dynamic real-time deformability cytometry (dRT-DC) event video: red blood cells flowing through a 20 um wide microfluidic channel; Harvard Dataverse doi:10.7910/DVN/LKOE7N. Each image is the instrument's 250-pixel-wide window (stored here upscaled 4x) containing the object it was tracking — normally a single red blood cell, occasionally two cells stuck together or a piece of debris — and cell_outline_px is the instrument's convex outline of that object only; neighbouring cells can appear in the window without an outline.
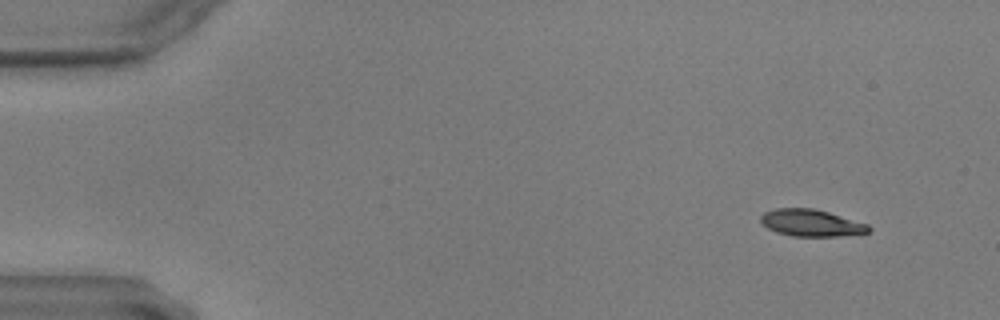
{"species": "common noctule bat (a hibernating species)", "species_latin": "Nyctalus noctula", "temperature_condition": "warm", "stored_images_in_passage": 58, "camera_frame_rate_fps": 3000, "um_per_image_px": 0.085, "animal": {"sex": "male", "body_mass_g": 17.9, "forearm_length_mm": 54.2}, "frame": {"image": 1, "passage_image": 5, "time_ms": 1.333, "image_size_px": [1000, 320], "cell_outline_px": [[872, 228], [868, 232], [840, 236], [792, 236], [776, 232], [768, 228], [760, 220], [760, 216], [764, 212], [776, 208], [812, 208], [828, 212], [868, 224]], "centroid_in_image_um": [68.94, 18.94], "position_along_channel_um": 16.1, "area_um2": 16.82}}
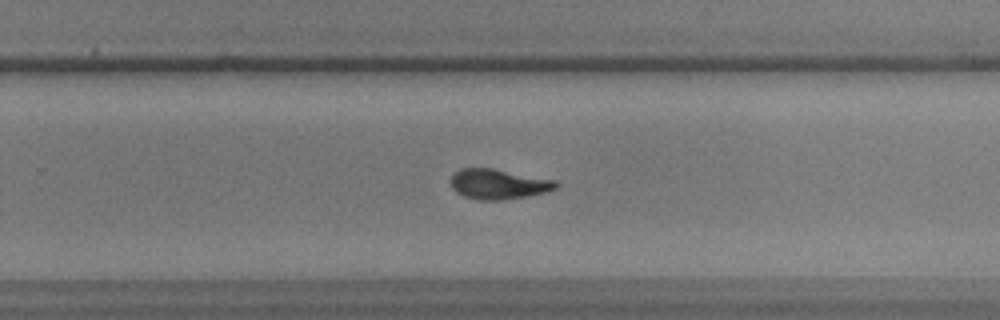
{"frame": {"image": 2, "passage_image": 38, "time_ms": 12.333, "image_size_px": [1000, 320], "cell_outline_px": [[560, 184], [556, 188], [544, 192], [528, 196], [504, 200], [480, 200], [464, 196], [456, 192], [448, 184], [452, 172], [460, 168], [492, 168], [556, 180]], "centroid_in_image_um": [42.31, 15.64], "position_along_channel_um": 287.5, "area_um2": 18.73}}
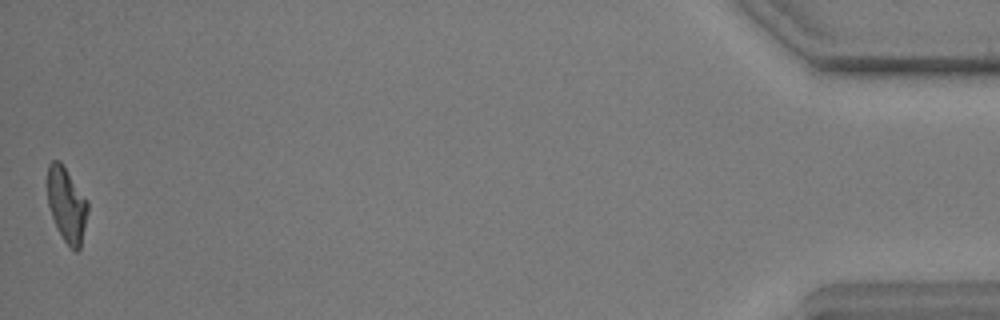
{"frame": {"image": 3, "passage_image": 58, "time_ms": 19.0, "image_size_px": [1000, 320], "cell_outline_px": [[88, 212], [80, 248], [76, 252], [64, 240], [56, 228], [48, 204], [48, 164], [52, 160], [60, 160], [88, 200]], "centroid_in_image_um": [5.68, 17.38], "position_along_channel_um": 429.5, "area_um2": 17.51}}